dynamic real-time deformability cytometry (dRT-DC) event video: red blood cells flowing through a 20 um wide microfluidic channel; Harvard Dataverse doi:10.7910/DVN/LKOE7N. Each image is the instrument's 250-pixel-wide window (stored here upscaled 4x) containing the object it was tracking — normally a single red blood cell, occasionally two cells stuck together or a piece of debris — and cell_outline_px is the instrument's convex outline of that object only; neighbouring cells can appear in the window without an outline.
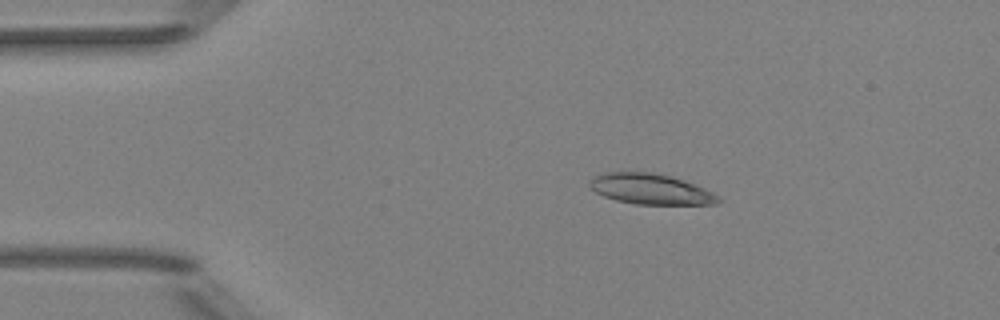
{"species": "Egyptian fruit bat (a non-hibernating species)", "species_latin": "Rousettus aegyptiacus", "temperature_condition": "room temperature", "stored_images_in_passage": 4, "camera_frame_rate_fps": 3000, "um_per_image_px": 0.085, "animal": {"sex": "female"}, "frame": {"image": 1, "passage_image": 3, "time_ms": 2.333, "image_size_px": [1000, 320], "cell_outline_px": [[724, 200], [716, 204], [636, 204], [616, 200], [604, 196], [596, 192], [588, 184], [588, 180], [592, 176], [604, 172], [652, 172], [668, 176], [696, 184], [720, 196]], "centroid_in_image_um": [55.3, 16.07], "position_along_channel_um": 29.7, "area_um2": 22.95}}